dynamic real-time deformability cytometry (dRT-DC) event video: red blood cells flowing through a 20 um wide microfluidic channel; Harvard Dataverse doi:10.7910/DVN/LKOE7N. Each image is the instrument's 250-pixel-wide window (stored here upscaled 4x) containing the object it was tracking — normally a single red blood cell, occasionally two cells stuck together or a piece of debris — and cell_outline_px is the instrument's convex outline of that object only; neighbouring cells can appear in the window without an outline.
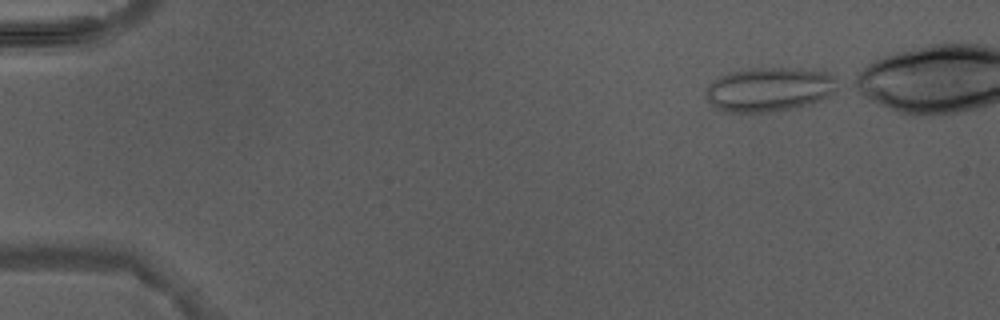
{"species": "Egyptian fruit bat (a non-hibernating species)", "species_latin": "Rousettus aegyptiacus", "temperature_condition": "warm", "stored_images_in_passage": 5, "camera_frame_rate_fps": 3000, "um_per_image_px": 0.085, "animal": {"sex": "male"}, "frame": {"image": 1, "passage_image": 1, "time_ms": 0.0, "image_size_px": [1000, 320], "cell_outline_px": [[840, 88], [828, 96], [820, 100], [808, 104], [792, 108], [768, 112], [728, 112], [712, 104], [708, 100], [704, 92], [720, 76], [728, 72], [752, 68], [792, 68], [816, 72], [828, 76], [840, 84]], "centroid_in_image_um": [65.37, 7.61], "position_along_channel_um": 19.6, "area_um2": 33.12}}